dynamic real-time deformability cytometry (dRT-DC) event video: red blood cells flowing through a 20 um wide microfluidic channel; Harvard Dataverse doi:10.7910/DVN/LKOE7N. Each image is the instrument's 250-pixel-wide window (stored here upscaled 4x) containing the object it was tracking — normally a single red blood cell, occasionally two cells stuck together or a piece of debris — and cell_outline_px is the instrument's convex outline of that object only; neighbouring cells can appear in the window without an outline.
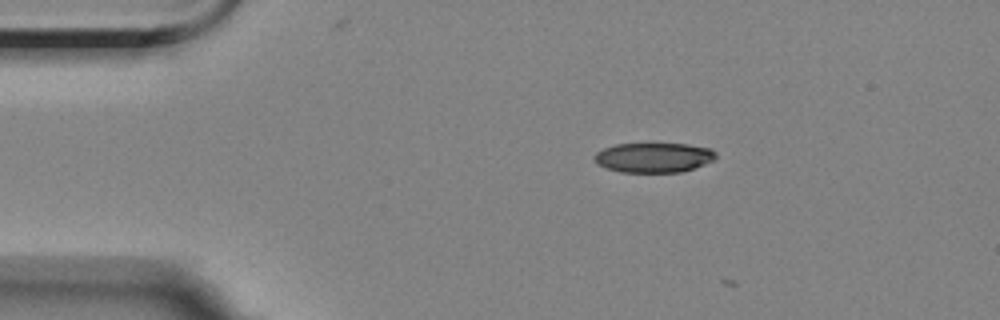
{"species": "Egyptian fruit bat (a non-hibernating species)", "species_latin": "Rousettus aegyptiacus", "temperature_condition": "room temperature", "stored_images_in_passage": 3, "camera_frame_rate_fps": 3000, "um_per_image_px": 0.085, "animal": {"sex": "female"}, "frame": {"image": 1, "passage_image": 1, "time_ms": 0.0, "image_size_px": [1000, 320], "cell_outline_px": [[716, 156], [712, 160], [704, 164], [680, 172], [620, 172], [596, 164], [592, 156], [596, 152], [604, 148], [616, 144], [688, 144], [712, 148], [716, 152]], "centroid_in_image_um": [55.54, 13.38], "position_along_channel_um": 29.5, "area_um2": 21.04}}